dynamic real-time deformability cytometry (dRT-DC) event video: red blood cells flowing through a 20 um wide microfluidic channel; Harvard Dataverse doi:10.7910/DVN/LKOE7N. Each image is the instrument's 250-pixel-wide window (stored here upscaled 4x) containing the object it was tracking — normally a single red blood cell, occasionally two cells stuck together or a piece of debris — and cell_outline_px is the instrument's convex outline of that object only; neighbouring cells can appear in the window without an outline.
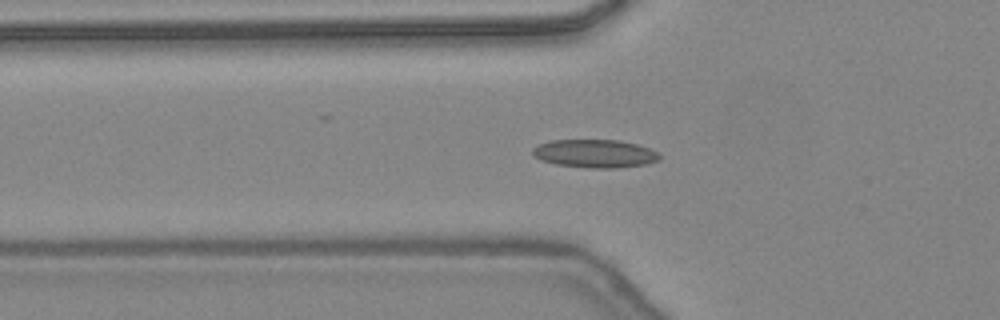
{"species": "common noctule bat (a hibernating species)", "species_latin": "Nyctalus noctula", "temperature_condition": "warm", "stored_images_in_passage": 49, "camera_frame_rate_fps": 3000, "um_per_image_px": 0.085, "animal": {"sex": "female", "body_mass_g": 24.6, "forearm_length_mm": 56.2}, "frame": {"image": 1, "passage_image": 18, "time_ms": 5.667, "image_size_px": [1000, 320], "cell_outline_px": [[660, 160], [648, 164], [616, 168], [588, 168], [556, 164], [540, 160], [532, 156], [532, 148], [548, 140], [620, 140], [636, 144], [648, 148], [656, 152], [660, 156]], "centroid_in_image_um": [50.54, 13.06], "position_along_channel_um": 75.3, "area_um2": 20.98}}
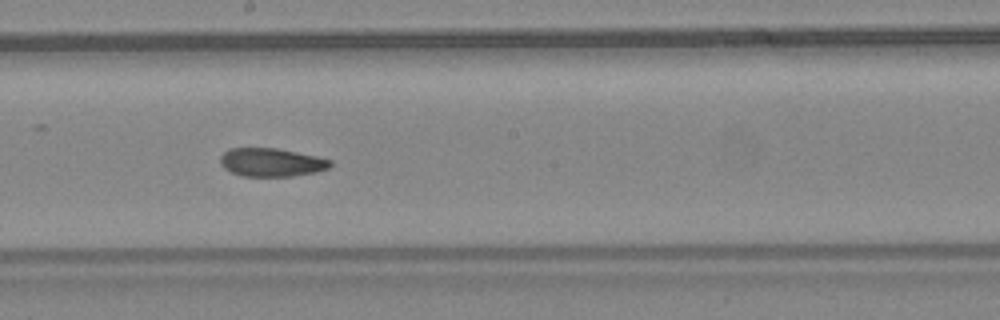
{"frame": {"image": 2, "passage_image": 28, "time_ms": 9.0, "image_size_px": [1000, 320], "cell_outline_px": [[332, 164], [328, 168], [316, 172], [292, 176], [240, 176], [224, 168], [220, 164], [220, 156], [228, 148], [276, 148], [316, 156], [332, 160]], "centroid_in_image_um": [23.05, 13.8], "position_along_channel_um": 225.2, "area_um2": 18.21}}
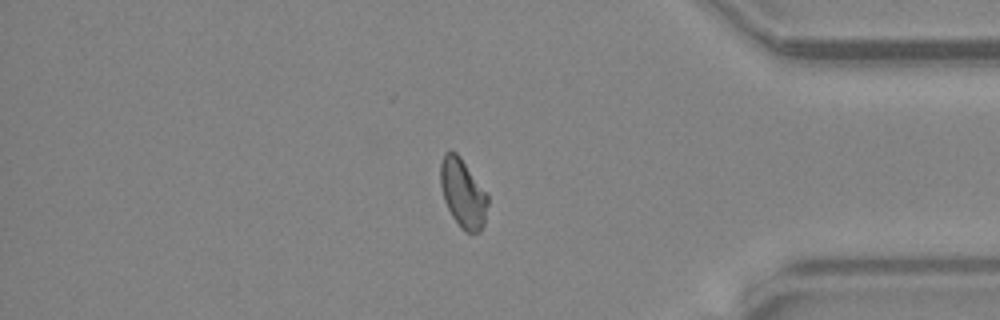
{"frame": {"image": 3, "passage_image": 41, "time_ms": 13.333, "image_size_px": [1000, 320], "cell_outline_px": [[488, 204], [484, 224], [480, 232], [464, 232], [460, 228], [452, 216], [444, 200], [440, 184], [440, 164], [444, 152], [456, 152], [460, 156], [488, 196]], "centroid_in_image_um": [39.33, 16.45], "position_along_channel_um": 395.9, "area_um2": 18.84}, "authors_computed_cell_mechanics": {"area_um2": 18.785, "velocity_mm_per_s": 4.4641, "shape_relaxation_time_tau1_ms": 9.038, "shape_relaxation_time_tau2_ms": 2.1339, "deformation_change_tau1": 0.2058, "deformation_change_tau2": 0.0757}}